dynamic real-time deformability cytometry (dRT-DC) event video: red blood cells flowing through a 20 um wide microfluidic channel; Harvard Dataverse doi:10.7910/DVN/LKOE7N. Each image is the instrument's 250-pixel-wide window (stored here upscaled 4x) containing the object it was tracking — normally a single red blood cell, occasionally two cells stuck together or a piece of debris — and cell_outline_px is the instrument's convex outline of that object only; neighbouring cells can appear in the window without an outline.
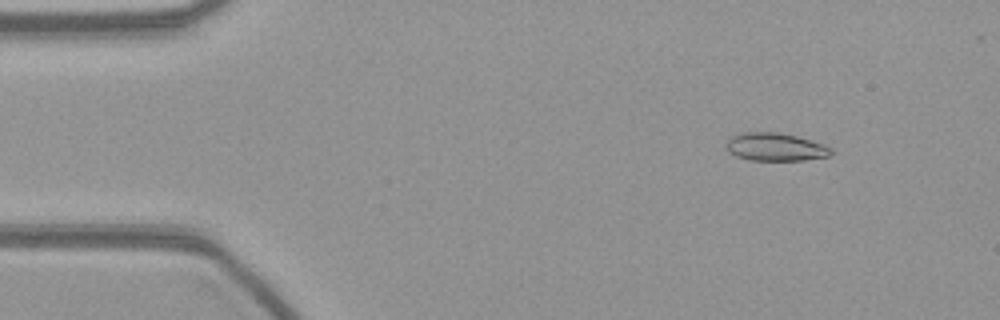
{"species": "common noctule bat (a hibernating species)", "species_latin": "Nyctalus noctula", "temperature_condition": "warm", "stored_images_in_passage": 51, "camera_frame_rate_fps": 3000, "um_per_image_px": 0.085, "animal": {"sex": "female", "body_mass_g": 21.9}, "frame": {"image": 1, "passage_image": 2, "time_ms": 0.333, "image_size_px": [1000, 320], "cell_outline_px": [[832, 152], [828, 156], [804, 160], [752, 160], [736, 156], [728, 152], [728, 140], [732, 136], [740, 132], [776, 132], [796, 136], [824, 144], [832, 148]], "centroid_in_image_um": [65.91, 12.49], "position_along_channel_um": 19.1, "area_um2": 16.94}}
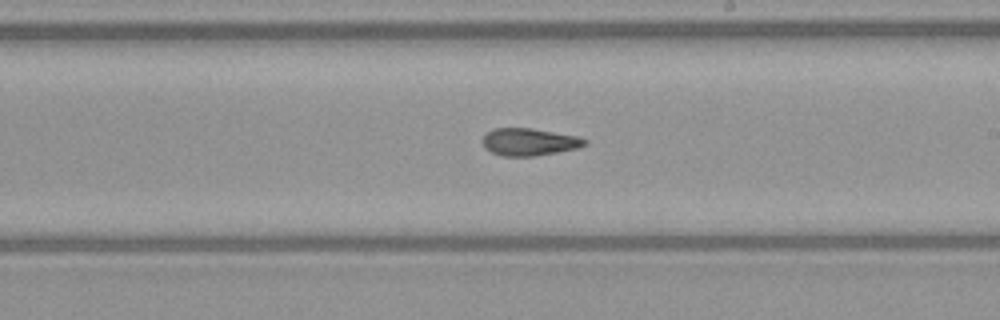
{"frame": {"image": 2, "passage_image": 27, "time_ms": 8.667, "image_size_px": [1000, 320], "cell_outline_px": [[588, 144], [576, 148], [536, 156], [500, 156], [484, 148], [480, 140], [492, 128], [532, 128], [576, 136], [588, 140]], "centroid_in_image_um": [44.94, 12.06], "position_along_channel_um": 244.1, "area_um2": 16.36}}
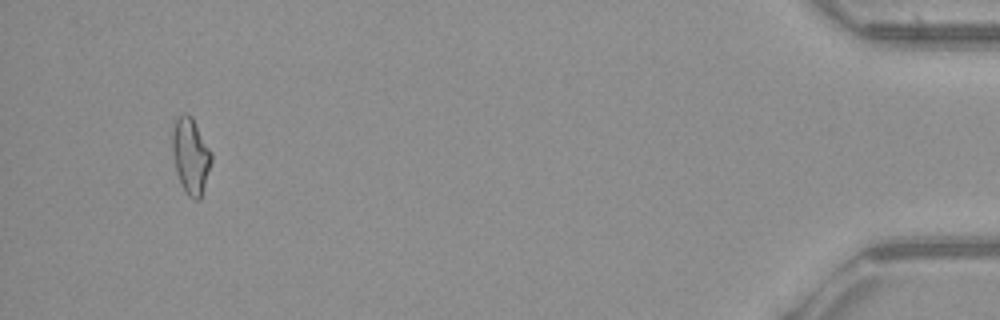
{"frame": {"image": 3, "passage_image": 48, "time_ms": 15.667, "image_size_px": [1000, 320], "cell_outline_px": [[212, 160], [200, 200], [192, 200], [188, 196], [180, 184], [176, 172], [172, 148], [172, 132], [176, 116], [184, 112], [188, 112], [192, 116], [212, 152]], "centroid_in_image_um": [16.2, 13.22], "position_along_channel_um": 419.0, "area_um2": 17.57}}